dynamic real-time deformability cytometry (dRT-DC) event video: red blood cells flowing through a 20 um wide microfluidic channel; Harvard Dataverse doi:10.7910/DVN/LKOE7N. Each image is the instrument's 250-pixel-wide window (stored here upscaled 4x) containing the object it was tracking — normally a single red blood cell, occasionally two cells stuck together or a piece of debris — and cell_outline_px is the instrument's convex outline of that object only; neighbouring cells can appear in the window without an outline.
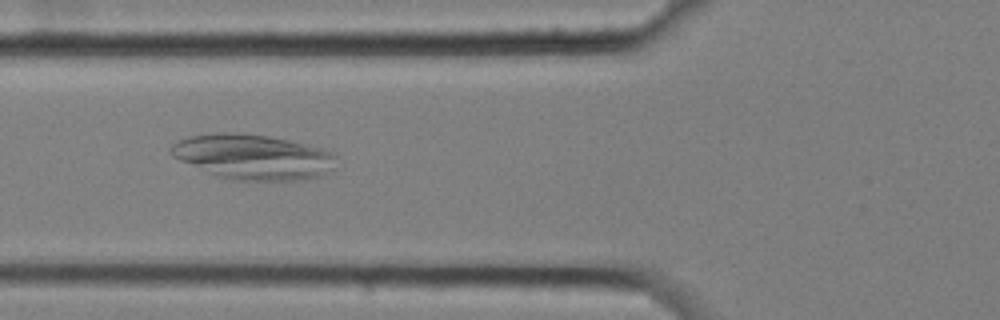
{"species": "common noctule bat (a hibernating species)", "species_latin": "Nyctalus noctula", "temperature_condition": "cold", "stored_images_in_passage": 10, "camera_frame_rate_fps": 3000, "um_per_image_px": 0.085, "animal": {"sex": "female", "body_mass_g": 25.1}, "frame": {"image": 1, "passage_image": 7, "time_ms": 2.0, "image_size_px": [1000, 320], "cell_outline_px": [[336, 168], [320, 176], [304, 180], [232, 180], [220, 176], [180, 160], [172, 156], [168, 152], [168, 148], [176, 140], [188, 136], [216, 132], [228, 132], [268, 136], [288, 140], [324, 148], [332, 152], [336, 156]], "centroid_in_image_um": [21.53, 13.32], "position_along_channel_um": 104.3, "area_um2": 43.58}}
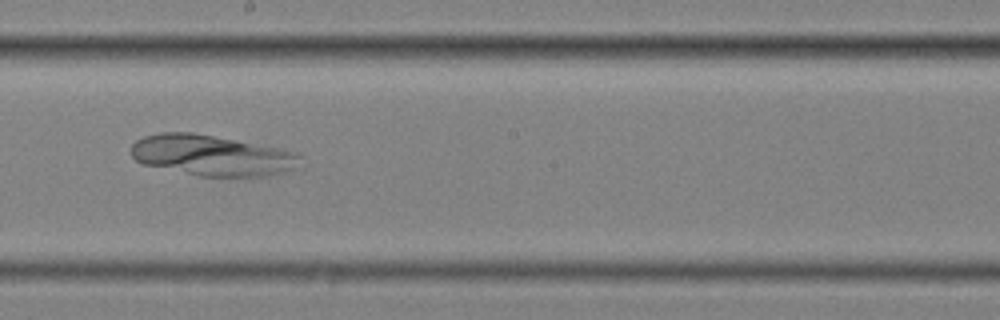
{"frame": {"image": 2, "passage_image": 10, "time_ms": 3.0, "image_size_px": [1000, 320], "cell_outline_px": [[304, 168], [268, 176], [200, 176], [144, 164], [136, 160], [132, 156], [132, 144], [136, 140], [144, 136], [160, 132], [192, 132], [276, 148], [292, 152], [304, 156]], "centroid_in_image_um": [18.1, 13.22], "position_along_channel_um": 230.1, "area_um2": 40.17}}